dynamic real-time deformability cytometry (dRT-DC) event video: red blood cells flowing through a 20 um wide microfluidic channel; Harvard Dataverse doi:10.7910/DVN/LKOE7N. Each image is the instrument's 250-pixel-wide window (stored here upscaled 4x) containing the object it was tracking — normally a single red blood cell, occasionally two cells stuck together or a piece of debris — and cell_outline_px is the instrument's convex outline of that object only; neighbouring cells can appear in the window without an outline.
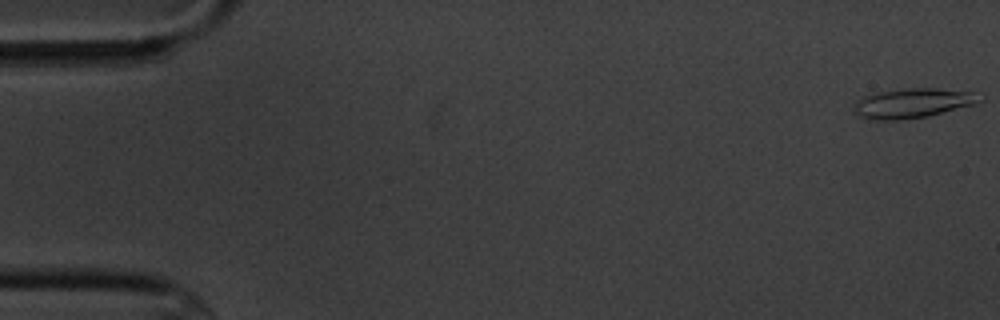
{"species": "common noctule bat (a hibernating species)", "species_latin": "Nyctalus noctula", "temperature_condition": "cold", "stored_images_in_passage": 7, "camera_frame_rate_fps": 3000, "um_per_image_px": 0.085, "animal": {"sex": "male", "body_mass_g": 20.1, "forearm_length_mm": 53.5}, "frame": {"image": 1, "passage_image": 1, "time_ms": 0.0, "image_size_px": [1000, 320], "cell_outline_px": [[984, 100], [972, 104], [928, 116], [900, 120], [872, 120], [860, 116], [852, 112], [852, 104], [860, 96], [872, 92], [908, 88], [936, 88], [972, 92], [984, 96]], "centroid_in_image_um": [77.48, 8.76], "position_along_channel_um": 7.5, "area_um2": 22.08}}
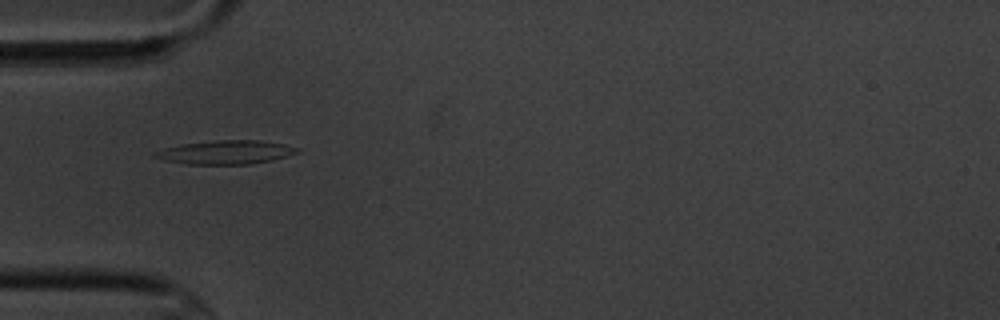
{"frame": {"image": 2, "passage_image": 6, "time_ms": 5.667, "image_size_px": [1000, 320], "cell_outline_px": [[300, 152], [288, 156], [272, 160], [252, 164], [188, 164], [164, 160], [152, 156], [152, 152], [164, 148], [180, 144], [216, 140], [260, 140], [284, 144], [300, 148]], "centroid_in_image_um": [19.2, 12.94], "position_along_channel_um": 65.8, "area_um2": 19.83}}
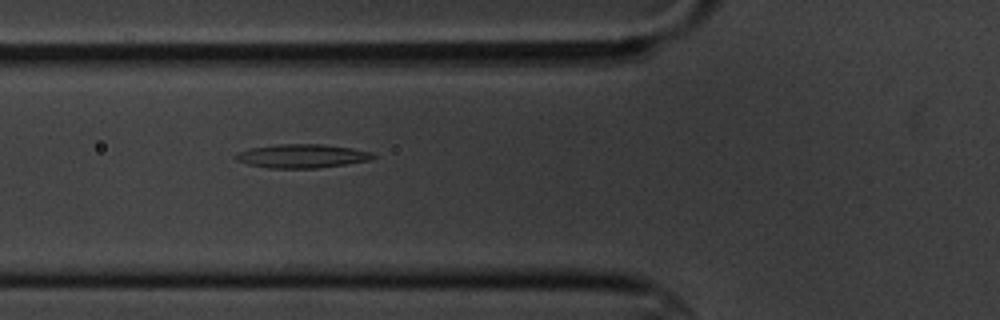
{"frame": {"image": 3, "passage_image": 7, "time_ms": 6.667, "image_size_px": [1000, 320], "cell_outline_px": [[376, 156], [372, 160], [320, 168], [268, 168], [248, 164], [236, 160], [232, 156], [236, 152], [248, 148], [276, 144], [324, 144], [352, 148], [372, 152]], "centroid_in_image_um": [25.64, 13.26], "position_along_channel_um": 100.2, "area_um2": 19.31}}